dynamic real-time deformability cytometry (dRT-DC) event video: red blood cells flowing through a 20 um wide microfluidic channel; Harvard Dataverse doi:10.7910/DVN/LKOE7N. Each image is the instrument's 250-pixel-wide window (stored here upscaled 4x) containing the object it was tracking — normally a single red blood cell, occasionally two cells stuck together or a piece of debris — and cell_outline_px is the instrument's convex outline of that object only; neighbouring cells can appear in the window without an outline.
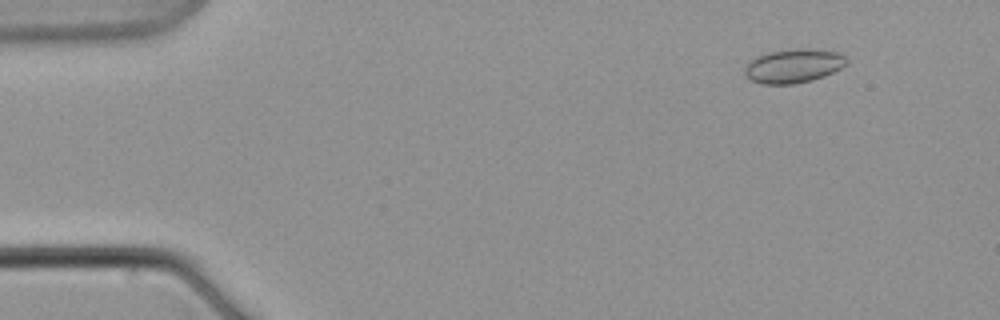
{"species": "common noctule bat (a hibernating species)", "species_latin": "Nyctalus noctula", "temperature_condition": "warm", "stored_images_in_passage": 6, "camera_frame_rate_fps": 3000, "um_per_image_px": 0.085, "animal": {"sex": "male", "body_mass_g": 21.5, "forearm_length_mm": 52.0}, "frame": {"image": 1, "passage_image": 2, "time_ms": 1.333, "image_size_px": [1000, 320], "cell_outline_px": [[848, 64], [824, 76], [812, 80], [792, 84], [764, 84], [752, 80], [744, 72], [744, 68], [756, 56], [768, 52], [792, 48], [808, 48], [840, 52], [848, 60]], "centroid_in_image_um": [67.48, 5.58], "position_along_channel_um": 17.5, "area_um2": 20.17}}
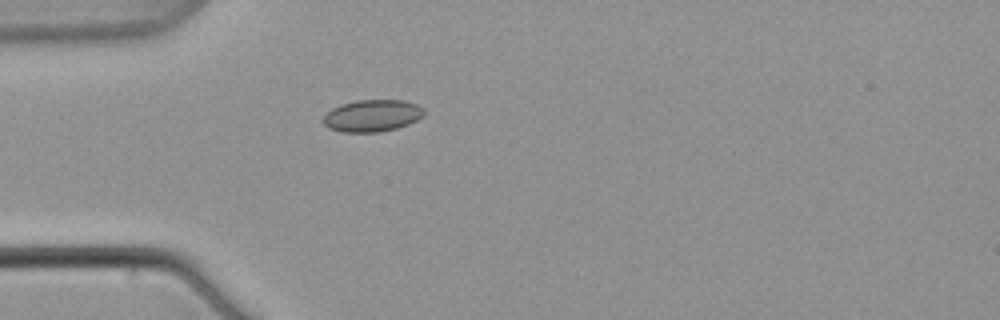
{"frame": {"image": 2, "passage_image": 6, "time_ms": 6.0, "image_size_px": [1000, 320], "cell_outline_px": [[424, 116], [408, 124], [396, 128], [380, 132], [344, 132], [328, 128], [324, 124], [324, 116], [332, 108], [340, 104], [356, 100], [404, 100], [416, 104], [424, 108]], "centroid_in_image_um": [31.65, 9.83], "position_along_channel_um": 53.4, "area_um2": 18.79}}